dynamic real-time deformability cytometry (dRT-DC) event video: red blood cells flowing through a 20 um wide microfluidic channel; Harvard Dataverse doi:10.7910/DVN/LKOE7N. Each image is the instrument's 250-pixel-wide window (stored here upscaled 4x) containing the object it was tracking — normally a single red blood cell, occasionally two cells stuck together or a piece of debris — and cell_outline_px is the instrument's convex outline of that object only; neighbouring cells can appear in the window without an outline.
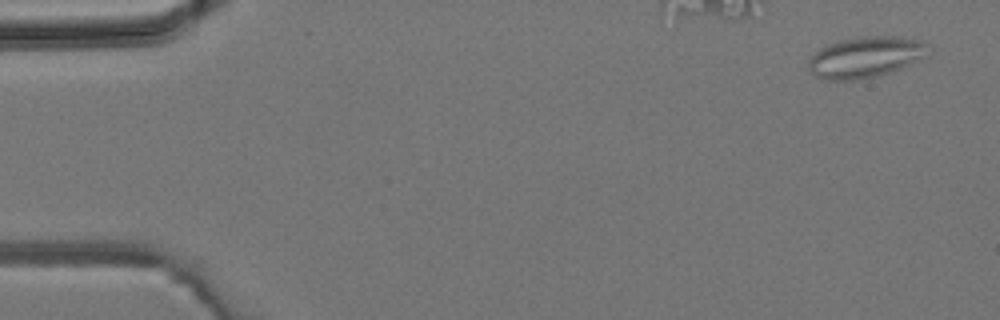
{"species": "common noctule bat (a hibernating species)", "species_latin": "Nyctalus noctula", "temperature_condition": "room temperature", "stored_images_in_passage": 6, "camera_frame_rate_fps": 3000, "um_per_image_px": 0.085, "animal": {"sex": "male", "body_mass_g": 19.2, "forearm_length_mm": 51.8}, "frame": {"image": 1, "passage_image": 2, "time_ms": 0.333, "image_size_px": [1000, 320], "cell_outline_px": [[924, 44], [920, 60], [900, 68], [876, 76], [856, 80], [824, 80], [808, 72], [808, 56], [820, 48], [828, 44], [840, 40], [864, 36], [900, 36], [920, 40]], "centroid_in_image_um": [73.42, 4.86], "position_along_channel_um": 11.6, "area_um2": 28.32}}